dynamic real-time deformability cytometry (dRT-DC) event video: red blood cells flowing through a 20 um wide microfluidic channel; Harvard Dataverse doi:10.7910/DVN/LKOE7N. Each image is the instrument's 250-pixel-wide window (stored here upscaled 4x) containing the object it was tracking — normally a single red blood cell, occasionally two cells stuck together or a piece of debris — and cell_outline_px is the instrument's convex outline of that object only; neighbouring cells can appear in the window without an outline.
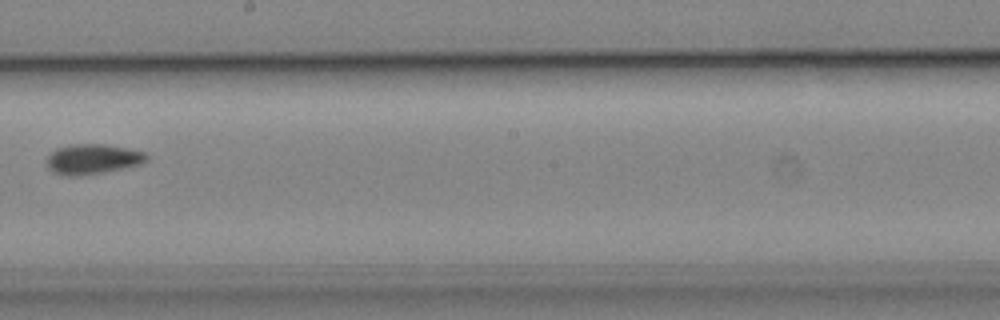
{"species": "common noctule bat (a hibernating species)", "species_latin": "Nyctalus noctula", "temperature_condition": "cold", "stored_images_in_passage": 13, "camera_frame_rate_fps": 3000, "um_per_image_px": 0.085, "animal": {"sex": "male", "body_mass_g": 19.2, "forearm_length_mm": 51.8}, "frame": {"image": 1, "passage_image": 8, "time_ms": 9.0, "image_size_px": [1000, 320], "cell_outline_px": [[148, 160], [140, 164], [104, 172], [72, 176], [68, 176], [52, 172], [48, 168], [48, 156], [56, 148], [72, 144], [104, 144], [128, 148], [144, 152], [148, 156]], "centroid_in_image_um": [7.88, 13.51], "position_along_channel_um": 240.3, "area_um2": 17.34}}
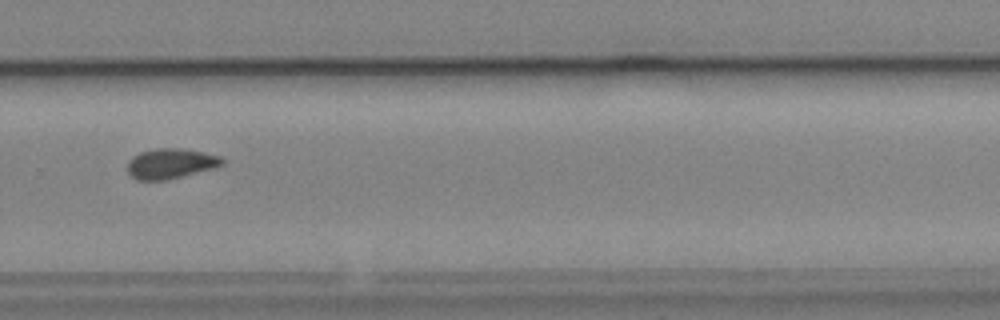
{"frame": {"image": 2, "passage_image": 10, "time_ms": 11.0, "image_size_px": [1000, 320], "cell_outline_px": [[224, 164], [216, 168], [168, 180], [136, 180], [128, 172], [128, 160], [132, 156], [140, 152], [156, 148], [180, 148], [220, 156], [224, 160]], "centroid_in_image_um": [14.51, 13.91], "position_along_channel_um": 315.3, "area_um2": 16.76}, "authors_computed_cell_mechanics": {"area_um2": 16.5308, "velocity_mm_per_s": 3.7654, "shape_relaxation_time_tau1_ms": 10.7261, "shape_relaxation_time_tau2_ms": null, "deformation_change_tau1": 0.097, "deformation_change_tau2": null}}